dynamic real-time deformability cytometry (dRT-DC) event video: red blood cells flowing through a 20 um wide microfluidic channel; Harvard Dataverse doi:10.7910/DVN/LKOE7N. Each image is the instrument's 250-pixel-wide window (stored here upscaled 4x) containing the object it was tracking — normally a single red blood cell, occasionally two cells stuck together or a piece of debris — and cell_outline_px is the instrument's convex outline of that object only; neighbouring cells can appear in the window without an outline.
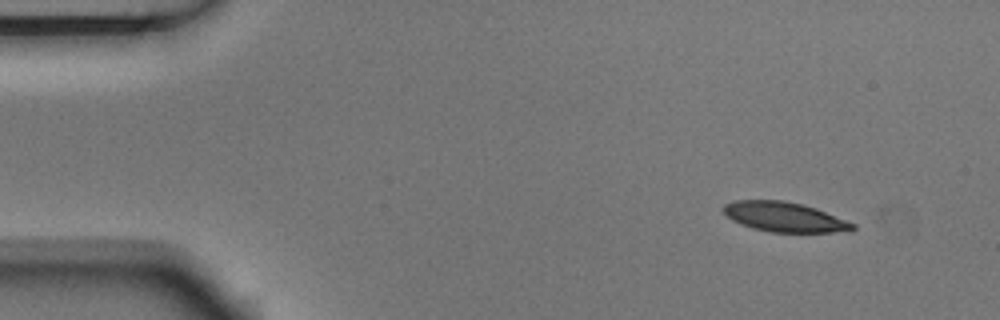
{"species": "Egyptian fruit bat (a non-hibernating species)", "species_latin": "Rousettus aegyptiacus", "temperature_condition": "room temperature", "stored_images_in_passage": 5, "camera_frame_rate_fps": 3000, "um_per_image_px": 0.085, "animal": {"sex": "male"}, "frame": {"image": 1, "passage_image": 1, "time_ms": 0.0, "image_size_px": [1000, 320], "cell_outline_px": [[856, 228], [852, 232], [772, 232], [752, 228], [740, 224], [732, 220], [720, 208], [724, 204], [736, 200], [784, 200], [804, 204], [816, 208], [856, 224]], "centroid_in_image_um": [66.7, 18.44], "position_along_channel_um": 18.3, "area_um2": 22.66}}
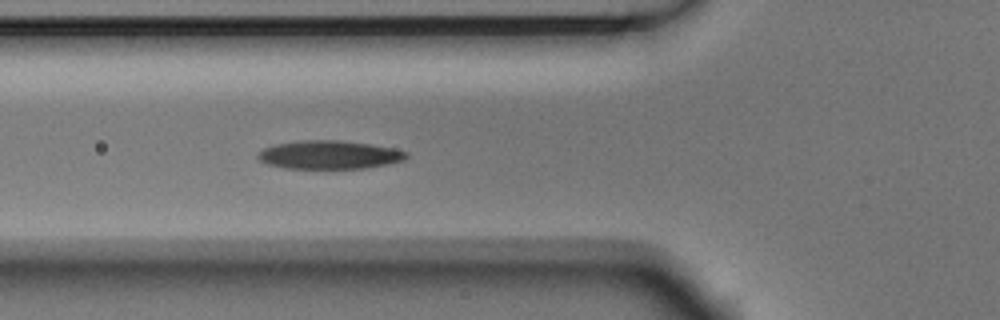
{"frame": {"image": 2, "passage_image": 5, "time_ms": 1.333, "image_size_px": [1000, 320], "cell_outline_px": [[408, 156], [404, 160], [388, 164], [368, 168], [284, 168], [268, 164], [260, 160], [256, 156], [264, 148], [276, 144], [300, 140], [340, 140], [368, 144], [392, 148], [408, 152]], "centroid_in_image_um": [28.0, 13.16], "position_along_channel_um": 97.8, "area_um2": 24.45}}